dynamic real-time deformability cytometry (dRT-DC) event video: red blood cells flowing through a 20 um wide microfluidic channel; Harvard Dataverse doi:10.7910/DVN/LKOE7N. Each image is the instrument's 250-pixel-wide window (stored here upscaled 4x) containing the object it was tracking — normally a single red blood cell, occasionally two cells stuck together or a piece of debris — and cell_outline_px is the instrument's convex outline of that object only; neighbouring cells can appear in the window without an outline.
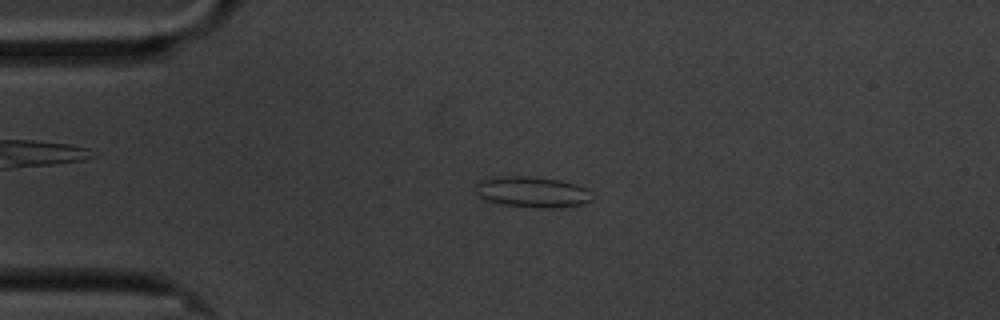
{"species": "common noctule bat (a hibernating species)", "species_latin": "Nyctalus noctula", "temperature_condition": "cold", "stored_images_in_passage": 59, "camera_frame_rate_fps": 3000, "um_per_image_px": 0.085, "animal": {"sex": "male", "body_mass_g": 20.1, "forearm_length_mm": 53.5}, "frame": {"image": 1, "passage_image": 14, "time_ms": 4.333, "image_size_px": [1000, 320], "cell_outline_px": [[592, 200], [584, 204], [552, 208], [540, 208], [504, 204], [488, 200], [480, 196], [476, 192], [476, 184], [480, 180], [500, 176], [532, 176], [560, 180], [576, 184], [584, 188]], "centroid_in_image_um": [45.23, 16.31], "position_along_channel_um": 39.8, "area_um2": 20.63}}
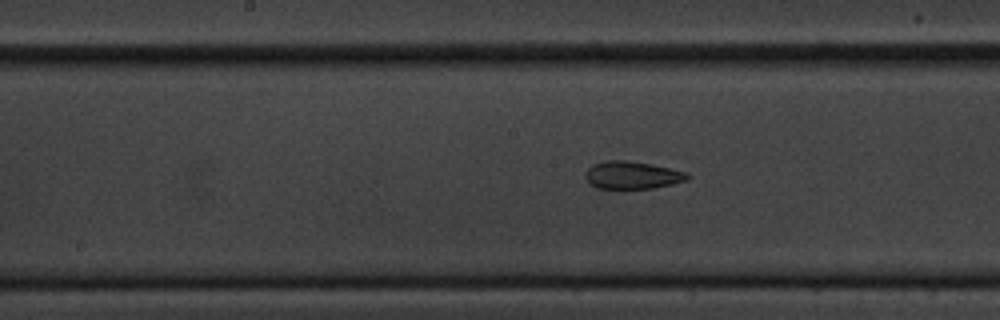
{"frame": {"image": 2, "passage_image": 30, "time_ms": 9.667, "image_size_px": [1000, 320], "cell_outline_px": [[692, 176], [688, 180], [672, 184], [652, 188], [596, 188], [584, 176], [588, 168], [592, 164], [604, 160], [628, 160], [652, 164], [688, 172]], "centroid_in_image_um": [53.77, 14.87], "position_along_channel_um": 194.4, "area_um2": 16.53}}
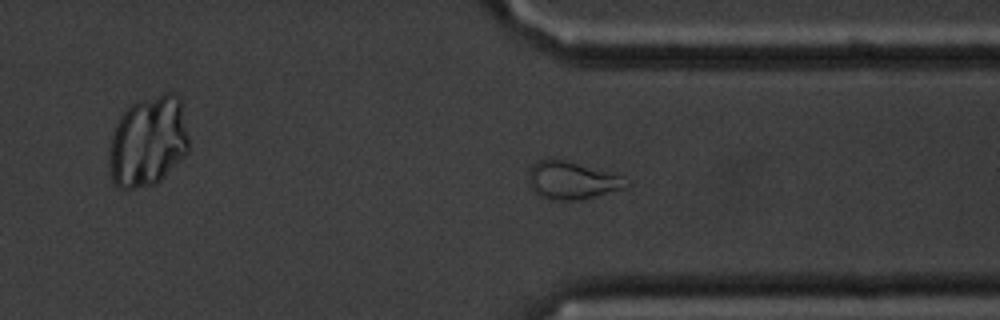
{"frame": {"image": 3, "passage_image": 45, "time_ms": 14.667, "image_size_px": [1000, 320], "cell_outline_px": [[632, 184], [624, 188], [580, 200], [548, 200], [540, 196], [528, 184], [528, 172], [532, 164], [536, 160], [564, 160], [620, 176]], "centroid_in_image_um": [48.56, 15.35], "position_along_channel_um": 362.8, "area_um2": 21.1}, "authors_computed_cell_mechanics": {"area_um2": 19.8832, "velocity_mm_per_s": 3.3762, "shape_relaxation_time_tau1_ms": null, "shape_relaxation_time_tau2_ms": 2.2896, "deformation_change_tau1": null, "deformation_change_tau2": 0.0725}}